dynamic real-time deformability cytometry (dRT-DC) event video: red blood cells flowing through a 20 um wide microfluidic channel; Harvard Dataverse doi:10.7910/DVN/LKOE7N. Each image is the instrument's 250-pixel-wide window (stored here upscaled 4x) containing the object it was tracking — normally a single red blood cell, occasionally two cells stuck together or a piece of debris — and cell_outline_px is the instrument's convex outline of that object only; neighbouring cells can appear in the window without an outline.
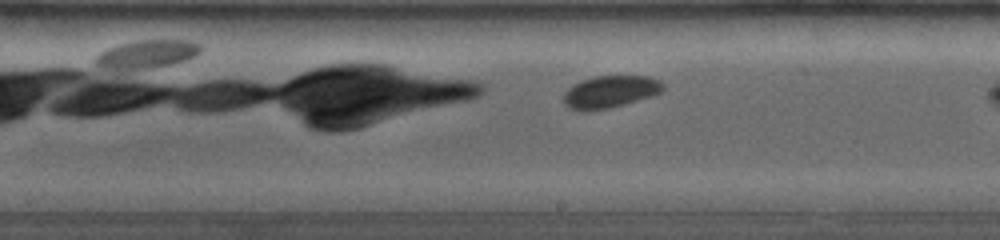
{"species": "common noctule bat (a hibernating species)", "species_latin": "Nyctalus noctula", "temperature_condition": "room temperature", "stored_images_in_passage": 26, "camera_frame_rate_fps": 4000, "um_per_image_px": 0.085, "animal": {"sex": "female", "body_mass_g": 19.0, "forearm_length_mm": 53.3}, "frame": {"image": 1, "passage_image": 19, "time_ms": 4.5, "image_size_px": [1000, 240], "cell_outline_px": [[664, 88], [660, 92], [652, 96], [608, 108], [588, 112], [580, 112], [568, 108], [564, 104], [564, 92], [572, 84], [580, 80], [592, 76], [648, 76], [660, 80], [664, 84]], "centroid_in_image_um": [51.81, 7.8], "position_along_channel_um": 237.2, "area_um2": 18.96}}